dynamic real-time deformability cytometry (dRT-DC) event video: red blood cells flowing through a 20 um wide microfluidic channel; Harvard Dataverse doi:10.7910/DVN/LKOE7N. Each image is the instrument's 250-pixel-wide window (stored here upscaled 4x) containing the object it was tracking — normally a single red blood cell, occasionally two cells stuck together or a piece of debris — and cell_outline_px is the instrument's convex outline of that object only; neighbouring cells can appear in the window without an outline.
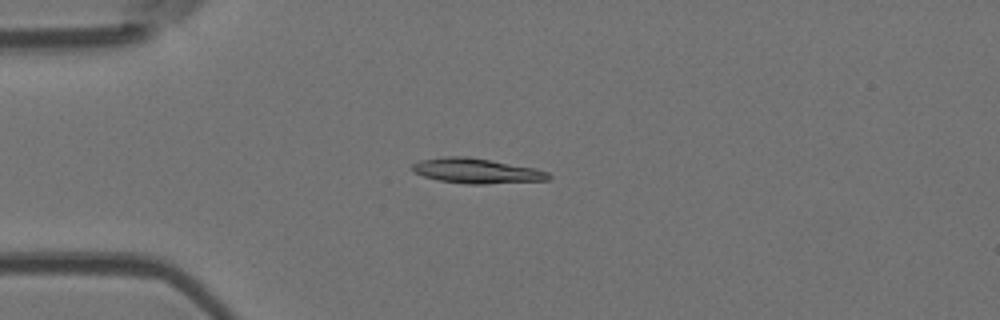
{"species": "Egyptian fruit bat (a non-hibernating species)", "species_latin": "Rousettus aegyptiacus", "temperature_condition": "room temperature", "stored_images_in_passage": 7, "camera_frame_rate_fps": 3000, "um_per_image_px": 0.085, "animal": {"sex": "female"}, "frame": {"image": 1, "passage_image": 4, "time_ms": 4.333, "image_size_px": [1000, 320], "cell_outline_px": [[552, 176], [548, 180], [484, 184], [468, 184], [440, 180], [424, 176], [412, 172], [412, 164], [420, 160], [444, 156], [468, 156], [536, 168], [548, 172]], "centroid_in_image_um": [40.51, 14.51], "position_along_channel_um": 44.5, "area_um2": 19.88}}
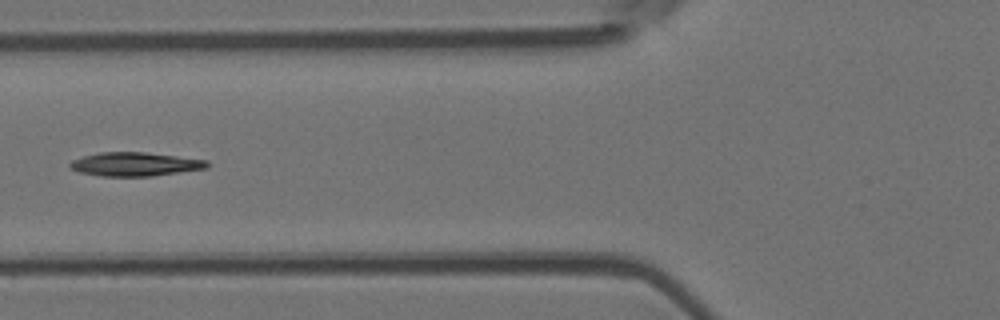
{"frame": {"image": 2, "passage_image": 6, "time_ms": 6.667, "image_size_px": [1000, 320], "cell_outline_px": [[208, 168], [152, 176], [100, 176], [80, 172], [68, 168], [68, 164], [72, 160], [84, 156], [100, 152], [144, 152], [208, 160]], "centroid_in_image_um": [11.45, 13.96], "position_along_channel_um": 114.3, "area_um2": 18.96}}
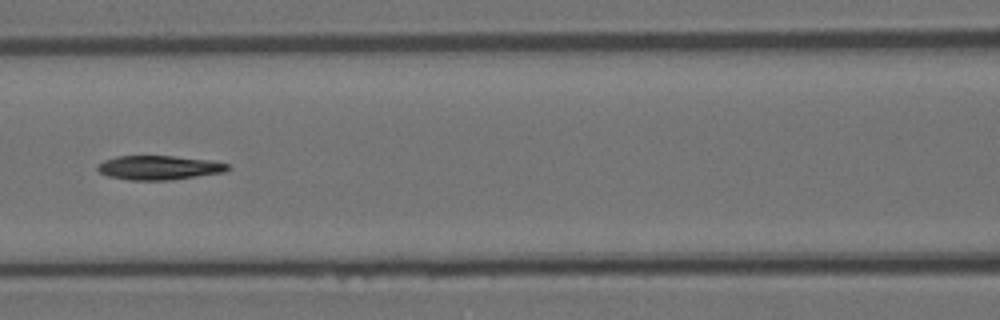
{"frame": {"image": 3, "passage_image": 7, "time_ms": 7.667, "image_size_px": [1000, 320], "cell_outline_px": [[232, 168], [224, 172], [172, 180], [128, 180], [108, 176], [100, 172], [96, 168], [104, 160], [116, 156], [172, 156], [212, 160], [228, 164]], "centroid_in_image_um": [13.54, 14.25], "position_along_channel_um": 153.1, "area_um2": 18.38}}